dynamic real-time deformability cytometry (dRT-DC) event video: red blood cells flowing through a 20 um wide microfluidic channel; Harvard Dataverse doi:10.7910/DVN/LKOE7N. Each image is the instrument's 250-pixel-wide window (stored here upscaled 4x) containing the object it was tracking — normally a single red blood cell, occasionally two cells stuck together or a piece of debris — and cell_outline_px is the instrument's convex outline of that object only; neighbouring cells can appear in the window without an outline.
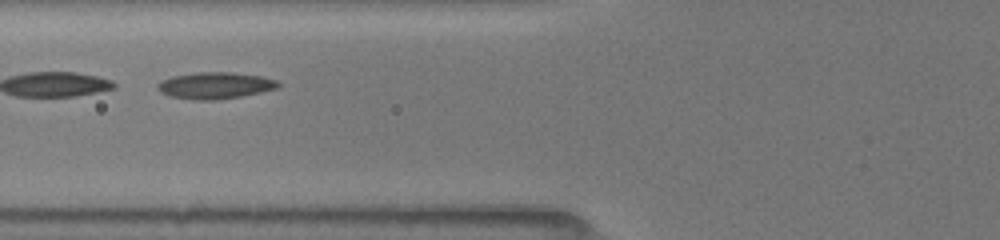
{"species": "common noctule bat (a hibernating species)", "species_latin": "Nyctalus noctula", "temperature_condition": "room temperature", "stored_images_in_passage": 36, "camera_frame_rate_fps": 3000, "um_per_image_px": 0.085, "animal": {"sex": "female", "body_mass_g": 19.5, "forearm_length_mm": 54.1}, "frame": {"image": 1, "passage_image": 6, "time_ms": 1.667, "image_size_px": [1000, 240], "cell_outline_px": [[280, 88], [240, 96], [216, 100], [192, 100], [168, 96], [160, 92], [156, 88], [156, 84], [160, 80], [172, 76], [200, 72], [232, 72], [260, 76], [276, 80], [280, 84]], "centroid_in_image_um": [18.24, 7.27], "position_along_channel_um": 107.6, "area_um2": 18.84}, "authors_computed_cell_mechanics": {"area_um2": 18.1492, "velocity_mm_per_s": 3.9912, "shape_relaxation_time_tau1_ms": 5.1826, "shape_relaxation_time_tau2_ms": 2.3356, "deformation_change_tau1": 0.153, "deformation_change_tau2": 0.0633}}